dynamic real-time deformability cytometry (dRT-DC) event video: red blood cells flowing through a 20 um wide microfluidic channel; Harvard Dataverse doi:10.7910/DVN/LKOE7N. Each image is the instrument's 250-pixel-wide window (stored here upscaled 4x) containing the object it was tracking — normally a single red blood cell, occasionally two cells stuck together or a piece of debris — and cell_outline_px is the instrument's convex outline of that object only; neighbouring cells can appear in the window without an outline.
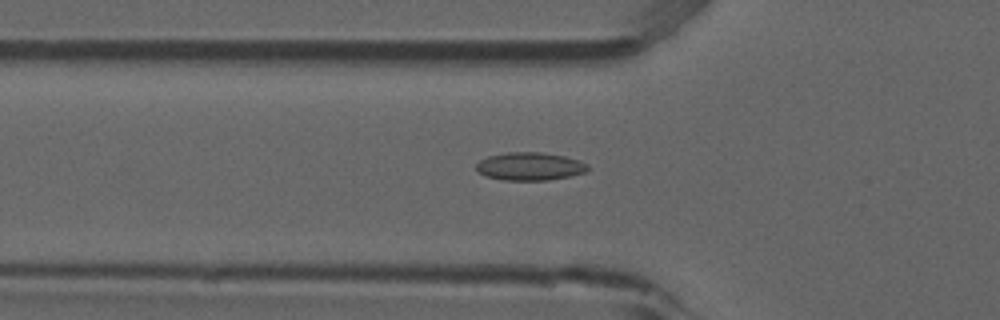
{"species": "common noctule bat (a hibernating species)", "species_latin": "Nyctalus noctula", "temperature_condition": "room temperature", "stored_images_in_passage": 53, "camera_frame_rate_fps": 3000, "um_per_image_px": 0.085, "animal": {"sex": "male", "forearm_length_mm": 52.5}, "frame": {"image": 1, "passage_image": 18, "time_ms": 5.667, "image_size_px": [1000, 320], "cell_outline_px": [[588, 172], [548, 180], [504, 180], [484, 176], [476, 168], [476, 164], [480, 160], [488, 156], [508, 152], [540, 152], [564, 156], [580, 160], [588, 164]], "centroid_in_image_um": [45.05, 14.14], "position_along_channel_um": 80.8, "area_um2": 18.21}}
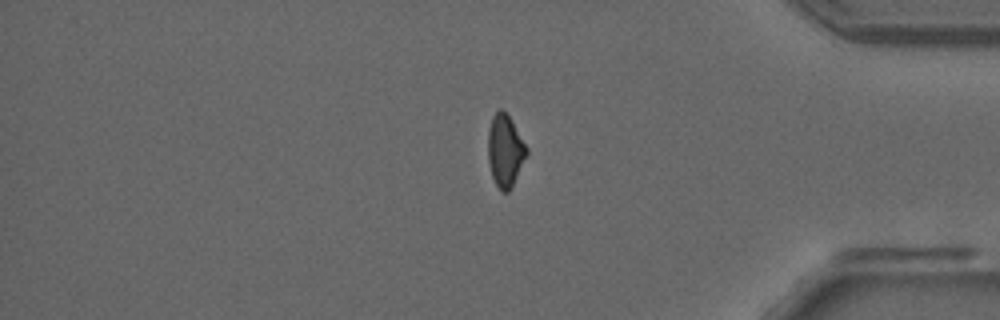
{"frame": {"image": 2, "passage_image": 44, "time_ms": 14.333, "image_size_px": [1000, 320], "cell_outline_px": [[528, 152], [512, 188], [508, 192], [504, 192], [496, 184], [492, 176], [488, 160], [488, 128], [492, 116], [500, 108], [508, 116], [528, 148]], "centroid_in_image_um": [42.93, 12.82], "position_along_channel_um": 392.3, "area_um2": 16.07}}
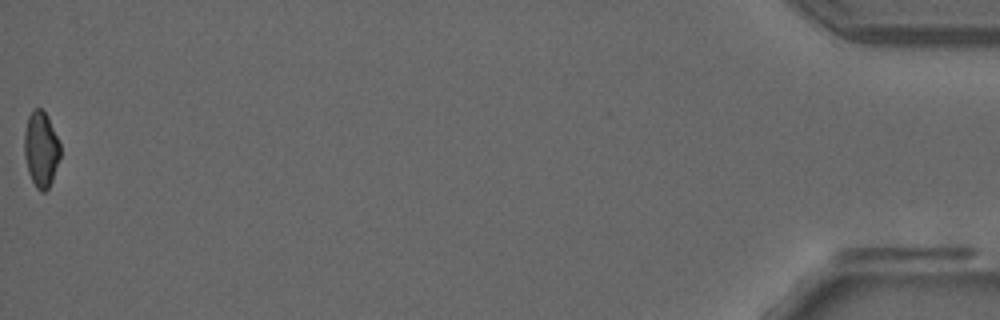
{"frame": {"image": 3, "passage_image": 53, "time_ms": 17.333, "image_size_px": [1000, 320], "cell_outline_px": [[60, 156], [52, 180], [48, 188], [44, 192], [40, 192], [36, 188], [28, 172], [24, 156], [24, 132], [28, 116], [32, 108], [40, 108], [48, 116], [60, 144]], "centroid_in_image_um": [3.47, 12.67], "position_along_channel_um": 431.7, "area_um2": 15.9}, "authors_computed_cell_mechanics": {"area_um2": 16.8776, "velocity_mm_per_s": 3.8801, "shape_relaxation_time_tau1_ms": null, "shape_relaxation_time_tau2_ms": 1.6389, "deformation_change_tau1": null, "deformation_change_tau2": 0.0573}}